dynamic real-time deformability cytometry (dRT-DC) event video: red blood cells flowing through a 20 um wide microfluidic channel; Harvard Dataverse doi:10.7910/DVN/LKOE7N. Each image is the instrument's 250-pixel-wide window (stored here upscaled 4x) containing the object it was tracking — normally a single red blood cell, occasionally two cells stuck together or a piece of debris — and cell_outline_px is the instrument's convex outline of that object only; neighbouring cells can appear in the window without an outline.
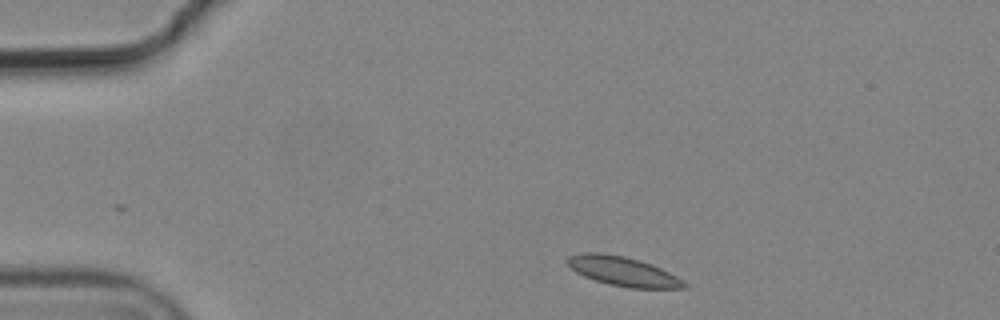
{"species": "common noctule bat (a hibernating species)", "species_latin": "Nyctalus noctula", "temperature_condition": "cold", "stored_images_in_passage": 3, "camera_frame_rate_fps": 3000, "um_per_image_px": 0.085, "animal": {"sex": "male", "body_mass_g": 19.2, "forearm_length_mm": 51.8}, "frame": {"image": 1, "passage_image": 1, "time_ms": 0.0, "image_size_px": [1000, 320], "cell_outline_px": [[688, 288], [632, 288], [612, 284], [596, 280], [584, 276], [576, 272], [564, 260], [568, 256], [580, 252], [600, 252], [624, 256], [640, 260], [652, 264], [676, 276], [688, 284]], "centroid_in_image_um": [52.94, 23.04], "position_along_channel_um": 32.1, "area_um2": 19.88}}
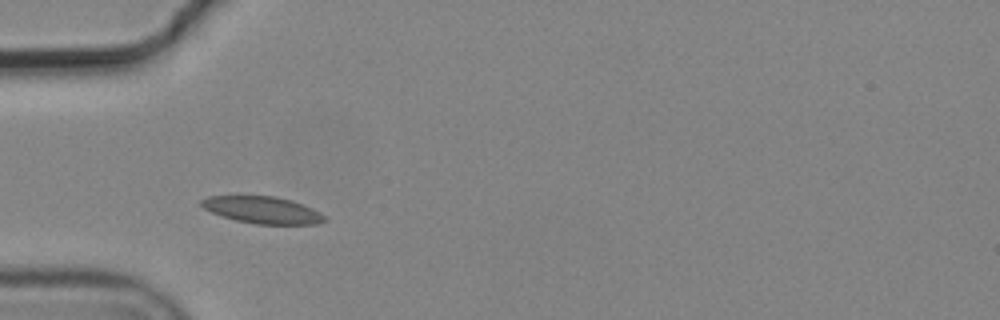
{"frame": {"image": 2, "passage_image": 3, "time_ms": 0.667, "image_size_px": [1000, 320], "cell_outline_px": [[328, 220], [316, 224], [256, 224], [236, 220], [212, 212], [204, 208], [200, 204], [200, 200], [208, 196], [276, 196], [292, 200], [304, 204], [320, 212]], "centroid_in_image_um": [22.34, 17.84], "position_along_channel_um": 62.7, "area_um2": 19.31}}